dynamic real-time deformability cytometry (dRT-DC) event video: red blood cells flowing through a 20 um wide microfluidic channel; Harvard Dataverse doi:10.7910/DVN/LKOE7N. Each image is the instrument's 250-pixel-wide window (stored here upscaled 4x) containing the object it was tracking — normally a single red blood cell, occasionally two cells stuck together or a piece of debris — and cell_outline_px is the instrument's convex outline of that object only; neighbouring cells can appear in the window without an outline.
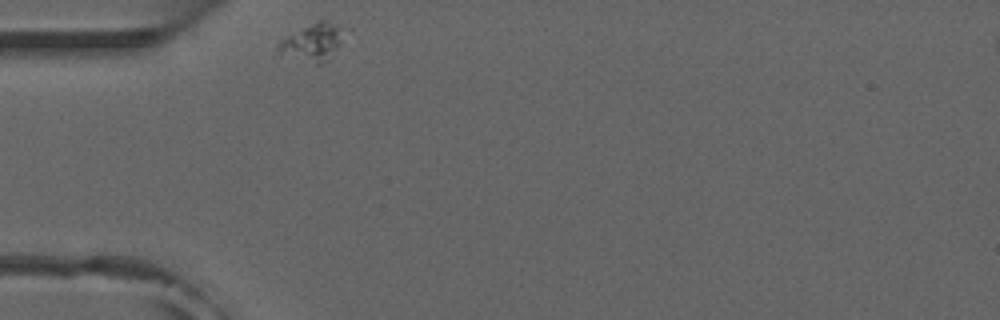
{"species": "common noctule bat (a hibernating species)", "species_latin": "Nyctalus noctula", "temperature_condition": "room temperature", "stored_images_in_passage": 30, "camera_frame_rate_fps": 3000, "um_per_image_px": 0.085, "animal": {"sex": "male", "forearm_length_mm": 52.5}, "frame": {"image": 1, "passage_image": 1, "time_ms": 0.0, "image_size_px": [1000, 320], "cell_outline_px": [[340, 28], [336, 44], [328, 60], [320, 64], [316, 64], [276, 52], [276, 48], [280, 40], [320, 20], [328, 20]], "centroid_in_image_um": [26.45, 3.62], "position_along_channel_um": 58.5, "area_um2": 13.06}}
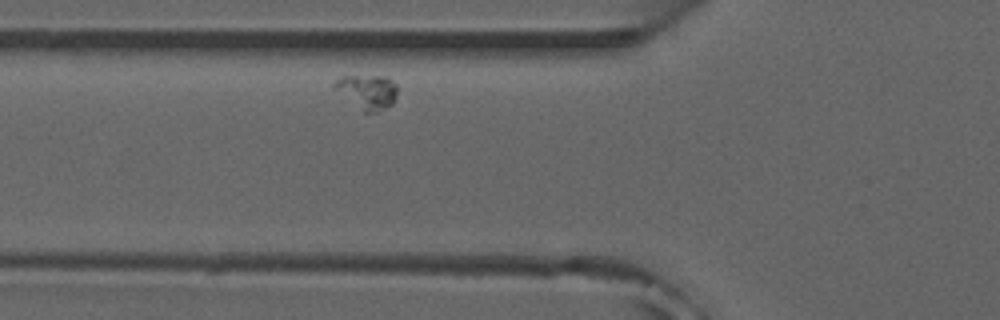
{"frame": {"image": 2, "passage_image": 5, "time_ms": 1.333, "image_size_px": [1000, 320], "cell_outline_px": [[396, 96], [392, 104], [380, 112], [364, 112], [332, 88], [332, 84], [340, 76], [384, 76], [392, 80], [396, 84]], "centroid_in_image_um": [31.2, 7.79], "position_along_channel_um": 94.6, "area_um2": 12.66}}
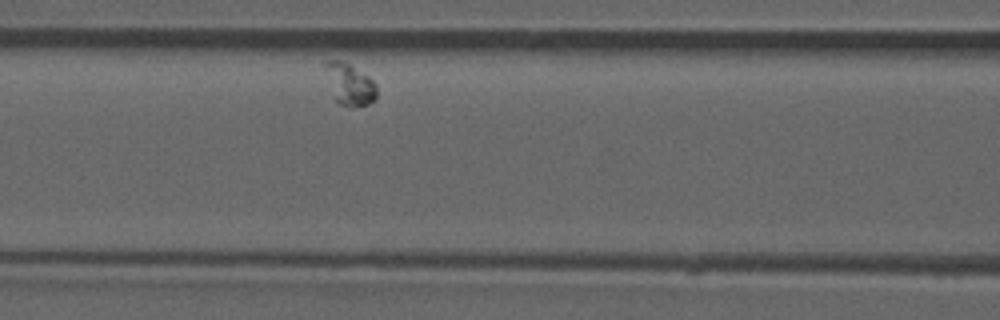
{"frame": {"image": 3, "passage_image": 9, "time_ms": 2.667, "image_size_px": [1000, 320], "cell_outline_px": [[376, 96], [368, 104], [340, 104], [336, 100], [324, 64], [328, 60], [340, 60], [348, 64], [368, 76], [376, 84]], "centroid_in_image_um": [29.74, 7.11], "position_along_channel_um": 136.9, "area_um2": 11.56}}